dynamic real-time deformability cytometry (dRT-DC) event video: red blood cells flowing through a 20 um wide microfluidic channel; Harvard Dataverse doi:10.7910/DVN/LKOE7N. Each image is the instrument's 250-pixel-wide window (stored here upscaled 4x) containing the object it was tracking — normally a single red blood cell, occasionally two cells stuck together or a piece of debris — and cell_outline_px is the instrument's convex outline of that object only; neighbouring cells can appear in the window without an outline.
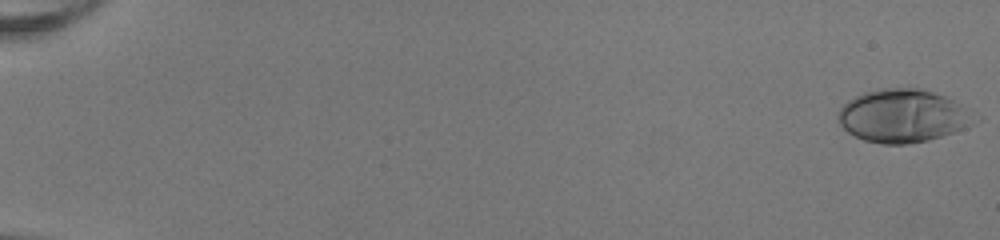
{"species": "human", "species_latin": "Homo sapiens", "temperature_condition": "room temperature", "stored_images_in_passage": 52, "camera_frame_rate_fps": 3000, "um_per_image_px": 0.085, "donor": {"sex": "female"}, "frame": {"image": 1, "passage_image": 1, "time_ms": 0.0, "image_size_px": [1000, 240], "cell_outline_px": [[964, 128], [928, 140], [904, 144], [880, 144], [864, 140], [848, 132], [840, 124], [836, 116], [840, 108], [848, 100], [864, 92], [884, 88], [920, 88], [944, 96], [952, 100], [960, 108]], "centroid_in_image_um": [76.49, 9.85], "position_along_channel_um": 8.5, "area_um2": 40.17}}
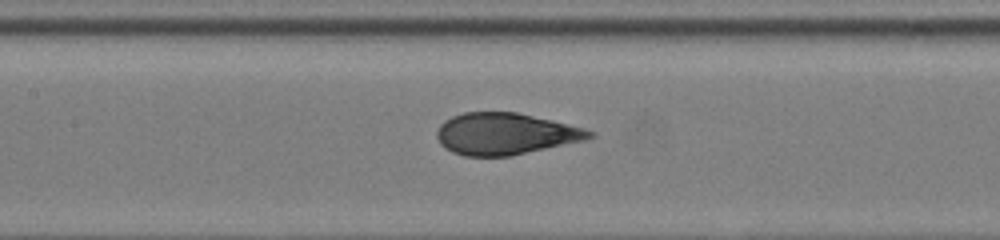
{"frame": {"image": 2, "passage_image": 27, "time_ms": 8.667, "image_size_px": [1000, 240], "cell_outline_px": [[596, 136], [584, 140], [512, 156], [464, 156], [452, 152], [444, 148], [440, 144], [436, 136], [436, 132], [440, 124], [444, 120], [452, 116], [464, 112], [516, 112], [552, 120], [584, 128], [596, 132]], "centroid_in_image_um": [42.93, 11.38], "position_along_channel_um": 164.5, "area_um2": 37.22}}
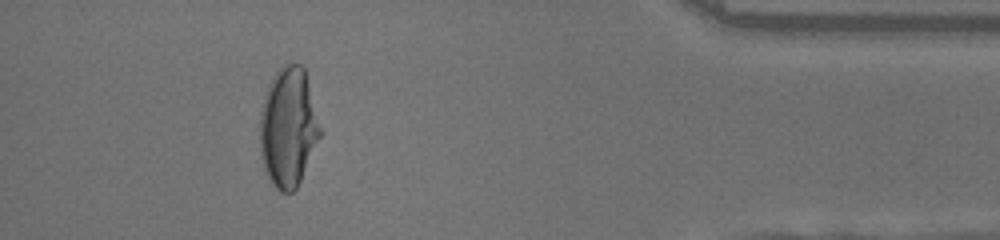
{"frame": {"image": 3, "passage_image": 48, "time_ms": 15.667, "image_size_px": [1000, 240], "cell_outline_px": [[324, 132], [296, 188], [292, 192], [280, 192], [272, 184], [264, 168], [260, 152], [260, 112], [264, 96], [268, 84], [272, 76], [284, 64], [300, 64], [304, 68]], "centroid_in_image_um": [24.53, 10.81], "position_along_channel_um": 410.7, "area_um2": 42.43}, "authors_computed_cell_mechanics": {"area_um2": 38.4081, "velocity_mm_per_s": 4.0912, "shape_relaxation_time_tau1_ms": 5.8693, "shape_relaxation_time_tau2_ms": null, "deformation_change_tau1": 0.2779, "deformation_change_tau2": null}}